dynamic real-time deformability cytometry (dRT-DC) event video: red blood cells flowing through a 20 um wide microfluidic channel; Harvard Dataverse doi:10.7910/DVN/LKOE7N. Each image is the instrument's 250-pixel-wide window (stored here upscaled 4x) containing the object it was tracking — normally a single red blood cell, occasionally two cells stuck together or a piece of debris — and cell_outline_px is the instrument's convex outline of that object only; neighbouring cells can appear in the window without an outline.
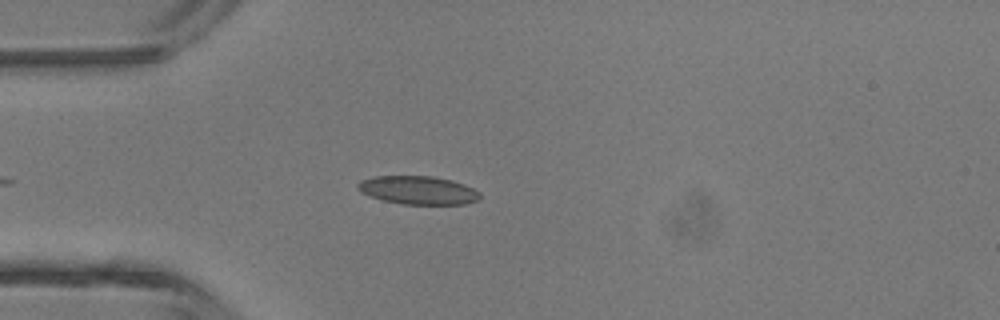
{"species": "common noctule bat (a hibernating species)", "species_latin": "Nyctalus noctula", "temperature_condition": "room temperature", "stored_images_in_passage": 2, "camera_frame_rate_fps": 3000, "um_per_image_px": 0.085, "animal": {"sex": "male", "body_mass_g": 13.3}, "frame": {"image": 1, "passage_image": 2, "time_ms": 0.333, "image_size_px": [1000, 320], "cell_outline_px": [[480, 196], [476, 200], [464, 204], [404, 204], [384, 200], [360, 192], [356, 188], [356, 184], [360, 180], [376, 176], [432, 176], [452, 180], [464, 184], [480, 192]], "centroid_in_image_um": [35.51, 16.15], "position_along_channel_um": 49.5, "area_um2": 20.06}}